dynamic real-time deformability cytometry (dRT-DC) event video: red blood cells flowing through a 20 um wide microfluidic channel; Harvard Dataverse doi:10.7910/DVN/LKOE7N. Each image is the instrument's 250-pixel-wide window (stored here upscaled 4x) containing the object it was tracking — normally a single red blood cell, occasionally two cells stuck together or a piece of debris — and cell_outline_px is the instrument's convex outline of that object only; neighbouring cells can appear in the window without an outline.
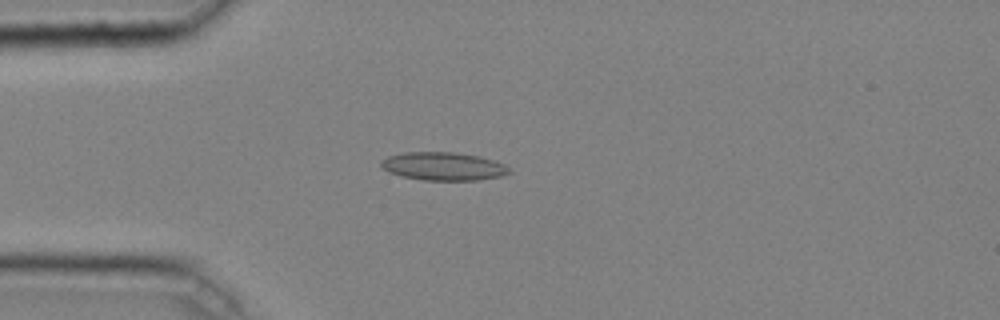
{"species": "common noctule bat (a hibernating species)", "species_latin": "Nyctalus noctula", "temperature_condition": "cold", "stored_images_in_passage": 44, "camera_frame_rate_fps": 3000, "um_per_image_px": 0.085, "animal": {"sex": "male", "body_mass_g": 20.4}, "frame": {"image": 1, "passage_image": 10, "time_ms": 3.0, "image_size_px": [1000, 320], "cell_outline_px": [[512, 172], [500, 176], [476, 180], [424, 180], [404, 176], [388, 172], [380, 164], [380, 160], [388, 156], [404, 152], [452, 152], [480, 156], [504, 164]], "centroid_in_image_um": [37.67, 14.13], "position_along_channel_um": 47.3, "area_um2": 20.87}}
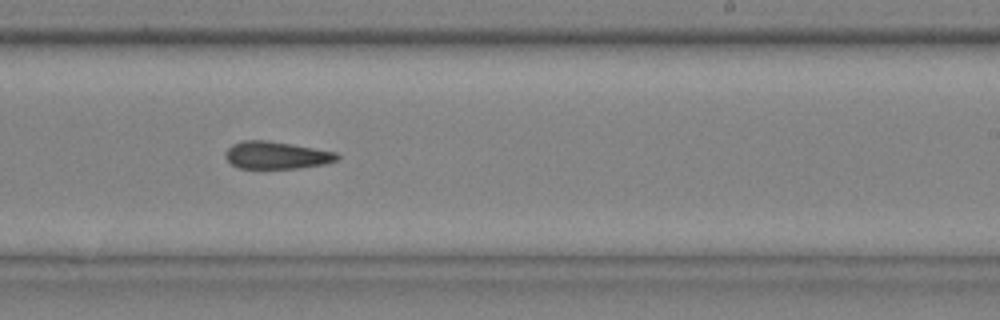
{"frame": {"image": 2, "passage_image": 27, "time_ms": 8.667, "image_size_px": [1000, 320], "cell_outline_px": [[340, 156], [336, 160], [324, 164], [300, 168], [240, 168], [232, 164], [224, 156], [224, 152], [232, 144], [244, 140], [268, 140], [292, 144], [336, 152]], "centroid_in_image_um": [23.48, 13.18], "position_along_channel_um": 265.5, "area_um2": 17.8}}
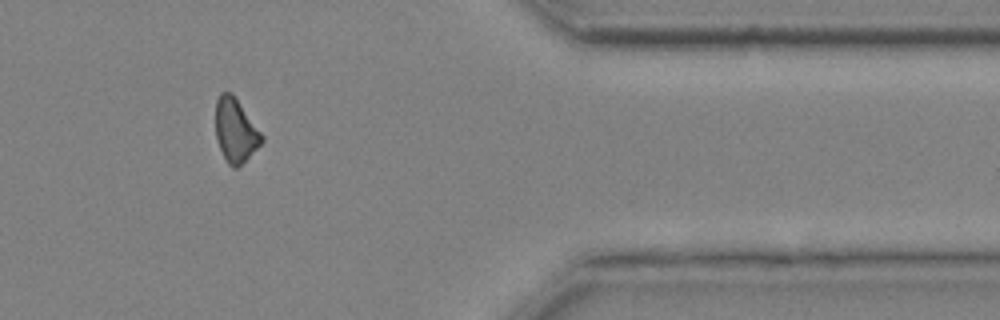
{"frame": {"image": 3, "passage_image": 38, "time_ms": 12.333, "image_size_px": [1000, 320], "cell_outline_px": [[264, 140], [236, 168], [232, 168], [228, 164], [220, 148], [216, 136], [216, 100], [220, 92], [232, 92], [264, 136]], "centroid_in_image_um": [20.01, 11.05], "position_along_channel_um": 391.4, "area_um2": 16.82}}